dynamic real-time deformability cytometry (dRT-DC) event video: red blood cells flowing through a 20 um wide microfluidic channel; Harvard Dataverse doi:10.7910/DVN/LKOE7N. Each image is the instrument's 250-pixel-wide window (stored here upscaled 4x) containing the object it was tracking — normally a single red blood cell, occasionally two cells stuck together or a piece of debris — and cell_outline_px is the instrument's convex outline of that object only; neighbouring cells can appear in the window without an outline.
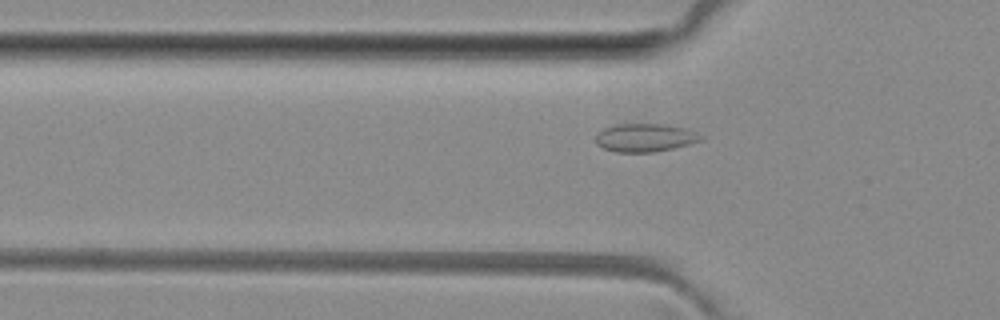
{"species": "common noctule bat (a hibernating species)", "species_latin": "Nyctalus noctula", "temperature_condition": "room temperature", "stored_images_in_passage": 4, "camera_frame_rate_fps": 3000, "um_per_image_px": 0.085, "animal": {"sex": "female", "body_mass_g": 29.2, "forearm_length_mm": 56.3}, "frame": {"image": 1, "passage_image": 4, "time_ms": 4.333, "image_size_px": [1000, 320], "cell_outline_px": [[704, 140], [656, 152], [616, 152], [604, 148], [596, 144], [596, 136], [604, 128], [616, 124], [664, 124], [684, 128], [704, 136]], "centroid_in_image_um": [54.83, 11.7], "position_along_channel_um": 71.0, "area_um2": 17.17}}